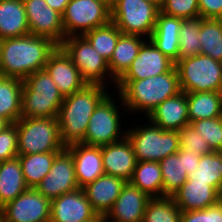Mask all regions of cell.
<instances>
[{"mask_svg": "<svg viewBox=\"0 0 222 222\" xmlns=\"http://www.w3.org/2000/svg\"><path fill=\"white\" fill-rule=\"evenodd\" d=\"M113 91L122 98L128 116H131L129 120L137 114L147 117L164 100L181 92L179 74L174 65L168 72L153 77L117 80Z\"/></svg>", "mask_w": 222, "mask_h": 222, "instance_id": "6da1fadb", "label": "cell"}, {"mask_svg": "<svg viewBox=\"0 0 222 222\" xmlns=\"http://www.w3.org/2000/svg\"><path fill=\"white\" fill-rule=\"evenodd\" d=\"M57 46L51 39L33 34L0 40V75L24 81L44 69Z\"/></svg>", "mask_w": 222, "mask_h": 222, "instance_id": "7a4b0ae2", "label": "cell"}, {"mask_svg": "<svg viewBox=\"0 0 222 222\" xmlns=\"http://www.w3.org/2000/svg\"><path fill=\"white\" fill-rule=\"evenodd\" d=\"M100 84H86L65 96L58 113L61 142L65 147L82 143L89 120L98 104L112 91Z\"/></svg>", "mask_w": 222, "mask_h": 222, "instance_id": "3957f363", "label": "cell"}, {"mask_svg": "<svg viewBox=\"0 0 222 222\" xmlns=\"http://www.w3.org/2000/svg\"><path fill=\"white\" fill-rule=\"evenodd\" d=\"M113 92L111 91L92 113L83 144L101 147L126 137L128 124L124 118L128 117V112L120 95L114 92V96ZM122 114L127 116L124 117Z\"/></svg>", "mask_w": 222, "mask_h": 222, "instance_id": "277c9868", "label": "cell"}, {"mask_svg": "<svg viewBox=\"0 0 222 222\" xmlns=\"http://www.w3.org/2000/svg\"><path fill=\"white\" fill-rule=\"evenodd\" d=\"M127 125L126 137L130 141L137 161L159 162L168 155L179 150V134L177 130H163L147 117L137 123L132 119Z\"/></svg>", "mask_w": 222, "mask_h": 222, "instance_id": "5b68a950", "label": "cell"}, {"mask_svg": "<svg viewBox=\"0 0 222 222\" xmlns=\"http://www.w3.org/2000/svg\"><path fill=\"white\" fill-rule=\"evenodd\" d=\"M64 96L45 70L30 74L22 87L21 117L55 118L58 117Z\"/></svg>", "mask_w": 222, "mask_h": 222, "instance_id": "8992f818", "label": "cell"}, {"mask_svg": "<svg viewBox=\"0 0 222 222\" xmlns=\"http://www.w3.org/2000/svg\"><path fill=\"white\" fill-rule=\"evenodd\" d=\"M18 155L60 152L61 142L58 118H24L16 123Z\"/></svg>", "mask_w": 222, "mask_h": 222, "instance_id": "52a82bcc", "label": "cell"}, {"mask_svg": "<svg viewBox=\"0 0 222 222\" xmlns=\"http://www.w3.org/2000/svg\"><path fill=\"white\" fill-rule=\"evenodd\" d=\"M175 66L182 92H222V62L198 54L178 60Z\"/></svg>", "mask_w": 222, "mask_h": 222, "instance_id": "ba28073f", "label": "cell"}, {"mask_svg": "<svg viewBox=\"0 0 222 222\" xmlns=\"http://www.w3.org/2000/svg\"><path fill=\"white\" fill-rule=\"evenodd\" d=\"M59 46L70 57L87 84H100L113 91L116 80L110 75L108 62L84 36L65 38Z\"/></svg>", "mask_w": 222, "mask_h": 222, "instance_id": "9c48e42d", "label": "cell"}, {"mask_svg": "<svg viewBox=\"0 0 222 222\" xmlns=\"http://www.w3.org/2000/svg\"><path fill=\"white\" fill-rule=\"evenodd\" d=\"M160 6L147 0H113L111 22L122 34L149 39L154 31Z\"/></svg>", "mask_w": 222, "mask_h": 222, "instance_id": "30bf717a", "label": "cell"}, {"mask_svg": "<svg viewBox=\"0 0 222 222\" xmlns=\"http://www.w3.org/2000/svg\"><path fill=\"white\" fill-rule=\"evenodd\" d=\"M111 22V6L103 0H71L62 14L64 39L83 36Z\"/></svg>", "mask_w": 222, "mask_h": 222, "instance_id": "8fae6325", "label": "cell"}, {"mask_svg": "<svg viewBox=\"0 0 222 222\" xmlns=\"http://www.w3.org/2000/svg\"><path fill=\"white\" fill-rule=\"evenodd\" d=\"M35 189L50 201L79 189L74 160L66 147L55 156L49 173Z\"/></svg>", "mask_w": 222, "mask_h": 222, "instance_id": "7c38bea8", "label": "cell"}, {"mask_svg": "<svg viewBox=\"0 0 222 222\" xmlns=\"http://www.w3.org/2000/svg\"><path fill=\"white\" fill-rule=\"evenodd\" d=\"M51 201L29 188L2 209V222H50Z\"/></svg>", "mask_w": 222, "mask_h": 222, "instance_id": "4fadbf2b", "label": "cell"}, {"mask_svg": "<svg viewBox=\"0 0 222 222\" xmlns=\"http://www.w3.org/2000/svg\"><path fill=\"white\" fill-rule=\"evenodd\" d=\"M23 3L30 34L47 37L59 46L64 40L62 14L45 0H23Z\"/></svg>", "mask_w": 222, "mask_h": 222, "instance_id": "5bb4252c", "label": "cell"}, {"mask_svg": "<svg viewBox=\"0 0 222 222\" xmlns=\"http://www.w3.org/2000/svg\"><path fill=\"white\" fill-rule=\"evenodd\" d=\"M97 216L83 188L51 201L50 222H84Z\"/></svg>", "mask_w": 222, "mask_h": 222, "instance_id": "9a60e30c", "label": "cell"}, {"mask_svg": "<svg viewBox=\"0 0 222 222\" xmlns=\"http://www.w3.org/2000/svg\"><path fill=\"white\" fill-rule=\"evenodd\" d=\"M175 63L161 53L147 39L139 49L138 56L118 80H140L168 72Z\"/></svg>", "mask_w": 222, "mask_h": 222, "instance_id": "2e32d148", "label": "cell"}, {"mask_svg": "<svg viewBox=\"0 0 222 222\" xmlns=\"http://www.w3.org/2000/svg\"><path fill=\"white\" fill-rule=\"evenodd\" d=\"M151 198L139 188L126 182L104 222H143L145 208Z\"/></svg>", "mask_w": 222, "mask_h": 222, "instance_id": "e0dca14e", "label": "cell"}, {"mask_svg": "<svg viewBox=\"0 0 222 222\" xmlns=\"http://www.w3.org/2000/svg\"><path fill=\"white\" fill-rule=\"evenodd\" d=\"M44 69L49 73L64 97L81 90L87 84L70 57L60 46H57L50 54Z\"/></svg>", "mask_w": 222, "mask_h": 222, "instance_id": "ac0fdd59", "label": "cell"}, {"mask_svg": "<svg viewBox=\"0 0 222 222\" xmlns=\"http://www.w3.org/2000/svg\"><path fill=\"white\" fill-rule=\"evenodd\" d=\"M101 153L105 174L129 182L137 160L128 138L125 137L120 141L101 146Z\"/></svg>", "mask_w": 222, "mask_h": 222, "instance_id": "d6986e66", "label": "cell"}, {"mask_svg": "<svg viewBox=\"0 0 222 222\" xmlns=\"http://www.w3.org/2000/svg\"><path fill=\"white\" fill-rule=\"evenodd\" d=\"M66 148L71 152L74 160L75 177L79 188L85 187L105 174L100 146L76 143Z\"/></svg>", "mask_w": 222, "mask_h": 222, "instance_id": "ffe728a7", "label": "cell"}, {"mask_svg": "<svg viewBox=\"0 0 222 222\" xmlns=\"http://www.w3.org/2000/svg\"><path fill=\"white\" fill-rule=\"evenodd\" d=\"M125 184L126 181L121 178L104 174L83 187V190L94 211L105 217Z\"/></svg>", "mask_w": 222, "mask_h": 222, "instance_id": "44dd1931", "label": "cell"}, {"mask_svg": "<svg viewBox=\"0 0 222 222\" xmlns=\"http://www.w3.org/2000/svg\"><path fill=\"white\" fill-rule=\"evenodd\" d=\"M147 118L163 130H181L190 124L185 92L160 103Z\"/></svg>", "mask_w": 222, "mask_h": 222, "instance_id": "7402d4cb", "label": "cell"}, {"mask_svg": "<svg viewBox=\"0 0 222 222\" xmlns=\"http://www.w3.org/2000/svg\"><path fill=\"white\" fill-rule=\"evenodd\" d=\"M218 196L209 182L187 180L172 198L181 211H195L217 204Z\"/></svg>", "mask_w": 222, "mask_h": 222, "instance_id": "603a6c76", "label": "cell"}, {"mask_svg": "<svg viewBox=\"0 0 222 222\" xmlns=\"http://www.w3.org/2000/svg\"><path fill=\"white\" fill-rule=\"evenodd\" d=\"M183 19L159 12L149 38L157 49L176 63L179 60V36Z\"/></svg>", "mask_w": 222, "mask_h": 222, "instance_id": "cb8c5ba5", "label": "cell"}, {"mask_svg": "<svg viewBox=\"0 0 222 222\" xmlns=\"http://www.w3.org/2000/svg\"><path fill=\"white\" fill-rule=\"evenodd\" d=\"M30 34L23 0L0 1V40Z\"/></svg>", "mask_w": 222, "mask_h": 222, "instance_id": "d4e9b609", "label": "cell"}, {"mask_svg": "<svg viewBox=\"0 0 222 222\" xmlns=\"http://www.w3.org/2000/svg\"><path fill=\"white\" fill-rule=\"evenodd\" d=\"M18 157L0 162V199L3 206L28 190Z\"/></svg>", "mask_w": 222, "mask_h": 222, "instance_id": "484cf974", "label": "cell"}, {"mask_svg": "<svg viewBox=\"0 0 222 222\" xmlns=\"http://www.w3.org/2000/svg\"><path fill=\"white\" fill-rule=\"evenodd\" d=\"M147 39L138 35L121 34L108 62L110 75L117 81L138 56L139 49Z\"/></svg>", "mask_w": 222, "mask_h": 222, "instance_id": "4316f807", "label": "cell"}, {"mask_svg": "<svg viewBox=\"0 0 222 222\" xmlns=\"http://www.w3.org/2000/svg\"><path fill=\"white\" fill-rule=\"evenodd\" d=\"M23 80L0 75V118L10 124L21 118Z\"/></svg>", "mask_w": 222, "mask_h": 222, "instance_id": "83f0119b", "label": "cell"}, {"mask_svg": "<svg viewBox=\"0 0 222 222\" xmlns=\"http://www.w3.org/2000/svg\"><path fill=\"white\" fill-rule=\"evenodd\" d=\"M129 182L150 198L163 197V178L159 162L137 161Z\"/></svg>", "mask_w": 222, "mask_h": 222, "instance_id": "f1b7e54d", "label": "cell"}, {"mask_svg": "<svg viewBox=\"0 0 222 222\" xmlns=\"http://www.w3.org/2000/svg\"><path fill=\"white\" fill-rule=\"evenodd\" d=\"M189 122L222 116V92L186 93Z\"/></svg>", "mask_w": 222, "mask_h": 222, "instance_id": "f546056e", "label": "cell"}, {"mask_svg": "<svg viewBox=\"0 0 222 222\" xmlns=\"http://www.w3.org/2000/svg\"><path fill=\"white\" fill-rule=\"evenodd\" d=\"M58 153L47 152L17 156L21 163L25 182L29 188H36L49 173Z\"/></svg>", "mask_w": 222, "mask_h": 222, "instance_id": "4dcf8cb0", "label": "cell"}, {"mask_svg": "<svg viewBox=\"0 0 222 222\" xmlns=\"http://www.w3.org/2000/svg\"><path fill=\"white\" fill-rule=\"evenodd\" d=\"M163 178V197H172L188 180L184 170L183 156L178 153L168 155L159 161Z\"/></svg>", "mask_w": 222, "mask_h": 222, "instance_id": "1f68e13d", "label": "cell"}, {"mask_svg": "<svg viewBox=\"0 0 222 222\" xmlns=\"http://www.w3.org/2000/svg\"><path fill=\"white\" fill-rule=\"evenodd\" d=\"M201 54L222 62V19L201 18Z\"/></svg>", "mask_w": 222, "mask_h": 222, "instance_id": "d6a6232c", "label": "cell"}, {"mask_svg": "<svg viewBox=\"0 0 222 222\" xmlns=\"http://www.w3.org/2000/svg\"><path fill=\"white\" fill-rule=\"evenodd\" d=\"M188 180L209 182L219 193L222 191V154L213 151L202 155L199 166L188 175Z\"/></svg>", "mask_w": 222, "mask_h": 222, "instance_id": "836d02e7", "label": "cell"}, {"mask_svg": "<svg viewBox=\"0 0 222 222\" xmlns=\"http://www.w3.org/2000/svg\"><path fill=\"white\" fill-rule=\"evenodd\" d=\"M121 34L122 32L118 27L113 22H110L107 25L90 30L83 36L89 41L91 46L109 62Z\"/></svg>", "mask_w": 222, "mask_h": 222, "instance_id": "e575fe53", "label": "cell"}, {"mask_svg": "<svg viewBox=\"0 0 222 222\" xmlns=\"http://www.w3.org/2000/svg\"><path fill=\"white\" fill-rule=\"evenodd\" d=\"M181 213L172 197L151 198L143 222H180Z\"/></svg>", "mask_w": 222, "mask_h": 222, "instance_id": "d590c367", "label": "cell"}, {"mask_svg": "<svg viewBox=\"0 0 222 222\" xmlns=\"http://www.w3.org/2000/svg\"><path fill=\"white\" fill-rule=\"evenodd\" d=\"M201 17L183 19L179 36V60L201 54Z\"/></svg>", "mask_w": 222, "mask_h": 222, "instance_id": "8d00e7d4", "label": "cell"}, {"mask_svg": "<svg viewBox=\"0 0 222 222\" xmlns=\"http://www.w3.org/2000/svg\"><path fill=\"white\" fill-rule=\"evenodd\" d=\"M190 125L198 134H201L213 151L219 148L222 138V116L196 120L191 122Z\"/></svg>", "mask_w": 222, "mask_h": 222, "instance_id": "74e56055", "label": "cell"}, {"mask_svg": "<svg viewBox=\"0 0 222 222\" xmlns=\"http://www.w3.org/2000/svg\"><path fill=\"white\" fill-rule=\"evenodd\" d=\"M160 12L181 19L200 17L198 0H163Z\"/></svg>", "mask_w": 222, "mask_h": 222, "instance_id": "f35d334b", "label": "cell"}, {"mask_svg": "<svg viewBox=\"0 0 222 222\" xmlns=\"http://www.w3.org/2000/svg\"><path fill=\"white\" fill-rule=\"evenodd\" d=\"M178 134L180 148L200 156L213 152L207 141L190 124L179 130Z\"/></svg>", "mask_w": 222, "mask_h": 222, "instance_id": "ab89813d", "label": "cell"}, {"mask_svg": "<svg viewBox=\"0 0 222 222\" xmlns=\"http://www.w3.org/2000/svg\"><path fill=\"white\" fill-rule=\"evenodd\" d=\"M18 130L15 123L0 132V162L14 159L18 156Z\"/></svg>", "mask_w": 222, "mask_h": 222, "instance_id": "60d3db41", "label": "cell"}, {"mask_svg": "<svg viewBox=\"0 0 222 222\" xmlns=\"http://www.w3.org/2000/svg\"><path fill=\"white\" fill-rule=\"evenodd\" d=\"M180 222H222V212L218 204L195 211H182Z\"/></svg>", "mask_w": 222, "mask_h": 222, "instance_id": "b9f144b4", "label": "cell"}, {"mask_svg": "<svg viewBox=\"0 0 222 222\" xmlns=\"http://www.w3.org/2000/svg\"><path fill=\"white\" fill-rule=\"evenodd\" d=\"M201 18L222 19V0H198Z\"/></svg>", "mask_w": 222, "mask_h": 222, "instance_id": "7bdbcfd3", "label": "cell"}, {"mask_svg": "<svg viewBox=\"0 0 222 222\" xmlns=\"http://www.w3.org/2000/svg\"><path fill=\"white\" fill-rule=\"evenodd\" d=\"M177 153L179 156H183L184 170L188 175L196 171L201 157L199 154L193 152L191 153L190 151L182 148H179Z\"/></svg>", "mask_w": 222, "mask_h": 222, "instance_id": "ee69618b", "label": "cell"}, {"mask_svg": "<svg viewBox=\"0 0 222 222\" xmlns=\"http://www.w3.org/2000/svg\"><path fill=\"white\" fill-rule=\"evenodd\" d=\"M47 5L50 6L52 9H55L60 14H63L65 12L67 4L71 0H45Z\"/></svg>", "mask_w": 222, "mask_h": 222, "instance_id": "f6af8a7d", "label": "cell"}, {"mask_svg": "<svg viewBox=\"0 0 222 222\" xmlns=\"http://www.w3.org/2000/svg\"><path fill=\"white\" fill-rule=\"evenodd\" d=\"M9 125L10 123L6 119L0 118V132H2Z\"/></svg>", "mask_w": 222, "mask_h": 222, "instance_id": "bcb514c9", "label": "cell"}, {"mask_svg": "<svg viewBox=\"0 0 222 222\" xmlns=\"http://www.w3.org/2000/svg\"><path fill=\"white\" fill-rule=\"evenodd\" d=\"M84 222H104V217L98 215L95 219L87 220V221H84Z\"/></svg>", "mask_w": 222, "mask_h": 222, "instance_id": "7dc6e473", "label": "cell"}, {"mask_svg": "<svg viewBox=\"0 0 222 222\" xmlns=\"http://www.w3.org/2000/svg\"><path fill=\"white\" fill-rule=\"evenodd\" d=\"M217 204L219 205L220 210L222 212V191L219 193Z\"/></svg>", "mask_w": 222, "mask_h": 222, "instance_id": "c3c4849f", "label": "cell"}, {"mask_svg": "<svg viewBox=\"0 0 222 222\" xmlns=\"http://www.w3.org/2000/svg\"><path fill=\"white\" fill-rule=\"evenodd\" d=\"M147 1L156 3V4H158L159 6H161L163 0H147Z\"/></svg>", "mask_w": 222, "mask_h": 222, "instance_id": "681fc988", "label": "cell"}, {"mask_svg": "<svg viewBox=\"0 0 222 222\" xmlns=\"http://www.w3.org/2000/svg\"><path fill=\"white\" fill-rule=\"evenodd\" d=\"M216 152L222 154V138H221V143L219 145V148L216 150Z\"/></svg>", "mask_w": 222, "mask_h": 222, "instance_id": "f907efd6", "label": "cell"}, {"mask_svg": "<svg viewBox=\"0 0 222 222\" xmlns=\"http://www.w3.org/2000/svg\"><path fill=\"white\" fill-rule=\"evenodd\" d=\"M103 1H106L110 6H111L112 3H113V0H103Z\"/></svg>", "mask_w": 222, "mask_h": 222, "instance_id": "816d5d0a", "label": "cell"}, {"mask_svg": "<svg viewBox=\"0 0 222 222\" xmlns=\"http://www.w3.org/2000/svg\"><path fill=\"white\" fill-rule=\"evenodd\" d=\"M0 222H2V211H0Z\"/></svg>", "mask_w": 222, "mask_h": 222, "instance_id": "f5cc1de1", "label": "cell"}]
</instances>
